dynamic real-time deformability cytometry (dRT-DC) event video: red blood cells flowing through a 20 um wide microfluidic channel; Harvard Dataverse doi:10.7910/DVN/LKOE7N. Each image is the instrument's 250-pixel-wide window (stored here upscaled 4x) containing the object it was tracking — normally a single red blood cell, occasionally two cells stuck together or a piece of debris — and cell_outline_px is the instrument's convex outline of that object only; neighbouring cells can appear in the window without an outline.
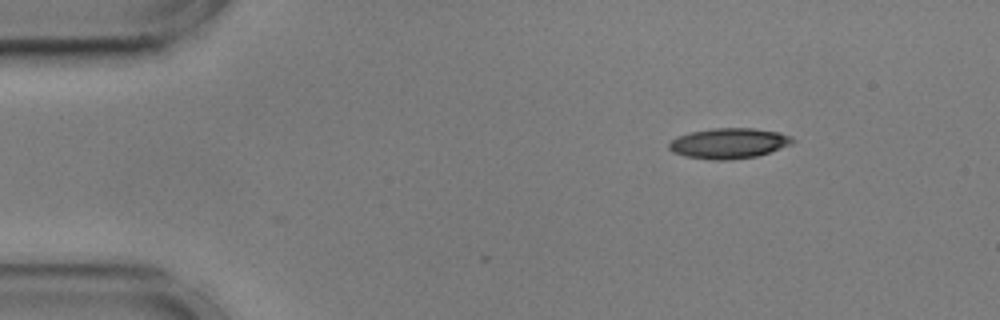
{"species": "common noctule bat (a hibernating species)", "species_latin": "Nyctalus noctula", "temperature_condition": "cold", "stored_images_in_passage": 3, "camera_frame_rate_fps": 3000, "um_per_image_px": 0.085, "animal": {"sex": "male", "body_mass_g": 17.9, "forearm_length_mm": 54.2}, "frame": {"image": 1, "passage_image": 1, "time_ms": 0.0, "image_size_px": [1000, 320], "cell_outline_px": [[796, 140], [792, 144], [756, 156], [732, 160], [712, 160], [684, 156], [672, 152], [668, 148], [668, 144], [676, 136], [692, 132], [712, 128], [752, 128], [780, 132], [792, 136]], "centroid_in_image_um": [61.95, 12.18], "position_along_channel_um": 23.1, "area_um2": 22.02}}